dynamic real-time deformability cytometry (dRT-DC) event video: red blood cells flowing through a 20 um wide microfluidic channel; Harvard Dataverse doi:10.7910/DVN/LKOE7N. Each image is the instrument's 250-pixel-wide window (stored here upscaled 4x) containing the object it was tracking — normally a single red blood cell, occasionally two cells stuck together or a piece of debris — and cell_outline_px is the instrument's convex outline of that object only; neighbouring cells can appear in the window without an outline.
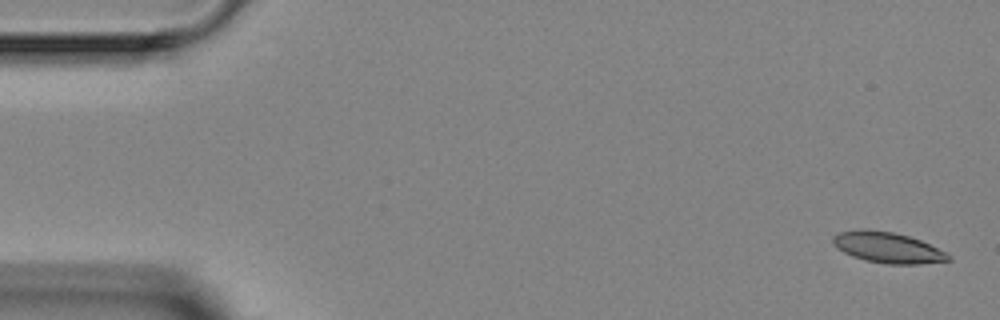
{"species": "Egyptian fruit bat (a non-hibernating species)", "species_latin": "Rousettus aegyptiacus", "temperature_condition": "room temperature", "stored_images_in_passage": 4, "camera_frame_rate_fps": 3000, "um_per_image_px": 0.085, "animal": {"sex": "female"}, "frame": {"image": 1, "passage_image": 1, "time_ms": 0.0, "image_size_px": [1000, 320], "cell_outline_px": [[952, 260], [920, 264], [884, 264], [864, 260], [852, 256], [844, 252], [832, 244], [832, 236], [840, 232], [860, 228], [864, 228], [892, 232], [908, 236], [920, 240], [948, 252], [952, 256]], "centroid_in_image_um": [75.46, 21.04], "position_along_channel_um": 9.5, "area_um2": 20.98}}
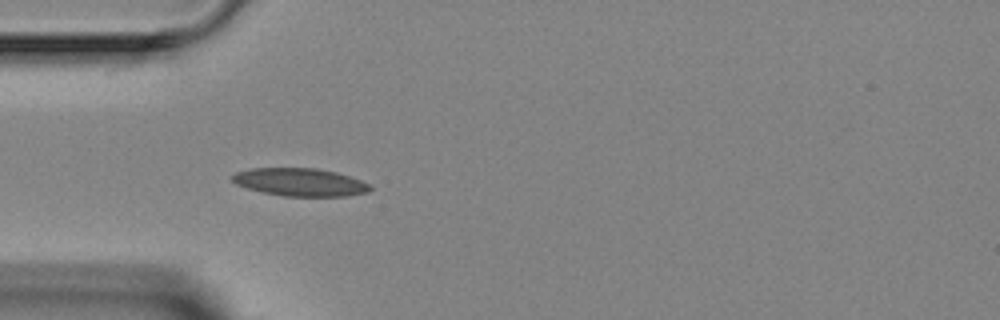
{"frame": {"image": 2, "passage_image": 4, "time_ms": 4.333, "image_size_px": [1000, 320], "cell_outline_px": [[372, 188], [368, 192], [348, 196], [284, 196], [264, 192], [248, 188], [236, 184], [232, 180], [232, 176], [236, 172], [252, 168], [316, 168], [336, 172], [360, 180], [368, 184]], "centroid_in_image_um": [25.51, 15.48], "position_along_channel_um": 59.5, "area_um2": 22.2}}